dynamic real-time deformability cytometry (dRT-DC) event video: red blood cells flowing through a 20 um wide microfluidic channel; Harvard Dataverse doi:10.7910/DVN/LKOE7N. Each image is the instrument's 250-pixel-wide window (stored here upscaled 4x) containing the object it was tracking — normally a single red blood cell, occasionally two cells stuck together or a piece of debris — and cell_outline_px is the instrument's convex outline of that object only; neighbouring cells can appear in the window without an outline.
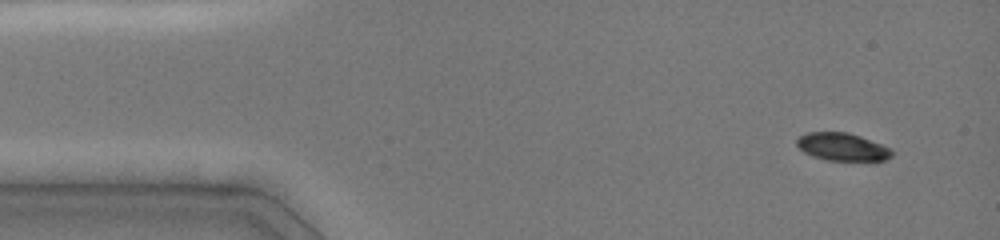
{"species": "common noctule bat (a hibernating species)", "species_latin": "Nyctalus noctula", "temperature_condition": "cold", "stored_images_in_passage": 36, "camera_frame_rate_fps": 3000, "um_per_image_px": 0.085, "animal": {"sex": "female", "body_mass_g": 19.0, "forearm_length_mm": 51.5}, "frame": {"image": 1, "passage_image": 1, "time_ms": 0.0, "image_size_px": [1000, 240], "cell_outline_px": [[892, 156], [876, 164], [828, 160], [812, 156], [804, 152], [796, 144], [796, 140], [800, 136], [808, 132], [848, 132], [860, 136], [892, 148]], "centroid_in_image_um": [71.68, 12.54], "position_along_channel_um": 13.3, "area_um2": 16.07}}
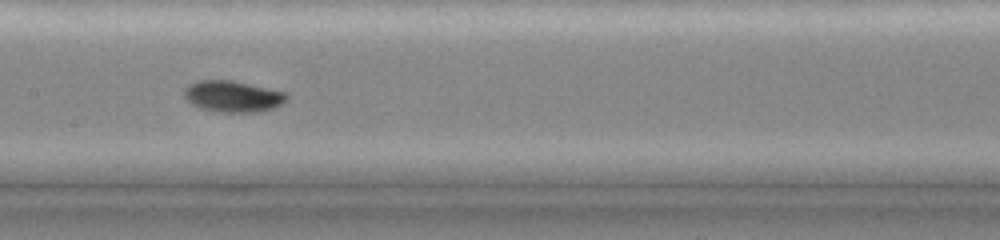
{"frame": {"image": 2, "passage_image": 17, "time_ms": 6.667, "image_size_px": [1000, 240], "cell_outline_px": [[288, 96], [280, 104], [272, 108], [256, 112], [216, 112], [200, 108], [192, 104], [184, 96], [184, 88], [188, 84], [196, 80], [232, 80], [288, 92]], "centroid_in_image_um": [19.76, 8.18], "position_along_channel_um": 187.6, "area_um2": 18.79}}
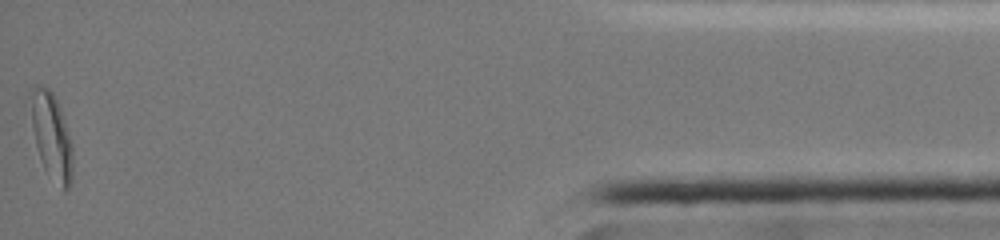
{"frame": {"image": 3, "passage_image": 36, "time_ms": 14.667, "image_size_px": [1000, 240], "cell_outline_px": [[72, 180], [68, 188], [64, 192], [44, 168], [36, 144], [32, 128], [32, 88], [36, 84], [48, 88], [52, 92], [60, 108], [72, 144]], "centroid_in_image_um": [4.41, 11.6], "position_along_channel_um": 430.8, "area_um2": 20.52}, "authors_computed_cell_mechanics": {"area_um2": 17.8313, "velocity_mm_per_s": 4.0085, "shape_relaxation_time_tau1_ms": 1.9932, "shape_relaxation_time_tau2_ms": null, "deformation_change_tau1": 0.101, "deformation_change_tau2": null}}